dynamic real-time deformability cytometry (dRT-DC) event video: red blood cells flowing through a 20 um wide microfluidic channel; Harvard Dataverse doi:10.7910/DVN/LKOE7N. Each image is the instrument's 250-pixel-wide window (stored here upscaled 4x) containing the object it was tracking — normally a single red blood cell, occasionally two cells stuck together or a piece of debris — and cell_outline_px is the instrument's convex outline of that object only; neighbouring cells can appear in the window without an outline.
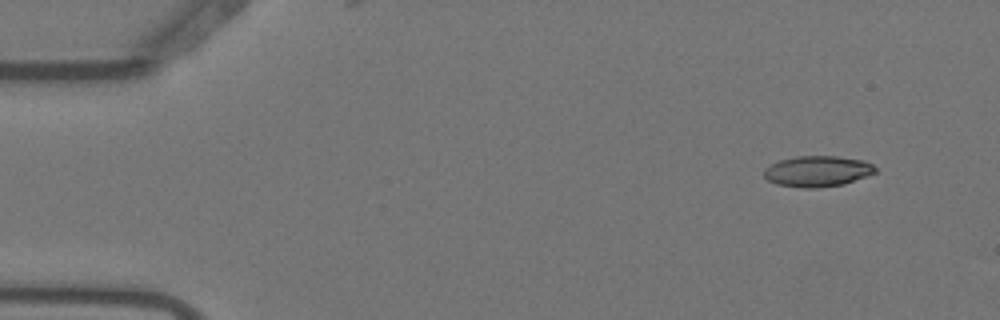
{"species": "Egyptian fruit bat (a non-hibernating species)", "species_latin": "Rousettus aegyptiacus", "temperature_condition": "warm", "stored_images_in_passage": 6, "camera_frame_rate_fps": 3000, "um_per_image_px": 0.085, "animal": {"sex": "female"}, "frame": {"image": 1, "passage_image": 2, "time_ms": 0.333, "image_size_px": [1000, 320], "cell_outline_px": [[876, 172], [844, 184], [816, 188], [804, 188], [776, 184], [768, 180], [764, 176], [764, 168], [780, 160], [796, 156], [836, 156], [864, 160], [872, 164], [876, 168]], "centroid_in_image_um": [69.48, 14.55], "position_along_channel_um": 15.5, "area_um2": 19.94}}